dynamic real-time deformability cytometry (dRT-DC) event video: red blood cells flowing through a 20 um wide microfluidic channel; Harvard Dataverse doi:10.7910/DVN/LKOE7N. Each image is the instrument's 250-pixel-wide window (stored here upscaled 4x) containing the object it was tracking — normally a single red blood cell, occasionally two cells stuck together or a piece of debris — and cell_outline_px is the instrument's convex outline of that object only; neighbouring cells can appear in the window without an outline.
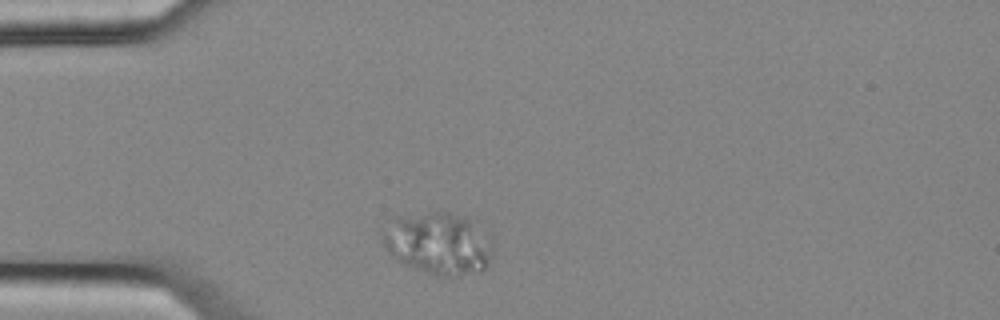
{"species": "common noctule bat (a hibernating species)", "species_latin": "Nyctalus noctula", "temperature_condition": "cold", "stored_images_in_passage": 2, "camera_frame_rate_fps": 3000, "um_per_image_px": 0.085, "animal": {"sex": "female", "body_mass_g": 25.1}, "frame": {"image": 1, "passage_image": 1, "time_ms": 0.0, "image_size_px": [1000, 320], "cell_outline_px": [[492, 252], [488, 264], [480, 272], [452, 280], [436, 276], [424, 272], [404, 264], [396, 260], [384, 248], [380, 236], [380, 228], [396, 216], [428, 212], [448, 212], [468, 220], [488, 236], [492, 240]], "centroid_in_image_um": [37.19, 20.74], "position_along_channel_um": 47.8, "area_um2": 40.75}}